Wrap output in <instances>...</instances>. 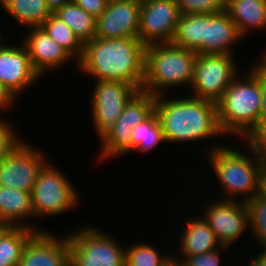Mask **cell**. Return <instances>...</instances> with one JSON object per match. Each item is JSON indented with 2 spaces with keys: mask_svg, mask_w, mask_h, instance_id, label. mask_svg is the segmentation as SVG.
Instances as JSON below:
<instances>
[{
  "mask_svg": "<svg viewBox=\"0 0 266 266\" xmlns=\"http://www.w3.org/2000/svg\"><path fill=\"white\" fill-rule=\"evenodd\" d=\"M252 261L249 260L248 264L249 266H266V249H261L258 254L253 255Z\"/></svg>",
  "mask_w": 266,
  "mask_h": 266,
  "instance_id": "74e56055",
  "label": "cell"
},
{
  "mask_svg": "<svg viewBox=\"0 0 266 266\" xmlns=\"http://www.w3.org/2000/svg\"><path fill=\"white\" fill-rule=\"evenodd\" d=\"M138 1L142 3V2H145V1H149V0H138Z\"/></svg>",
  "mask_w": 266,
  "mask_h": 266,
  "instance_id": "7bdbcfd3",
  "label": "cell"
},
{
  "mask_svg": "<svg viewBox=\"0 0 266 266\" xmlns=\"http://www.w3.org/2000/svg\"><path fill=\"white\" fill-rule=\"evenodd\" d=\"M93 227L84 226L68 234L70 265L125 266V249L118 240L106 231Z\"/></svg>",
  "mask_w": 266,
  "mask_h": 266,
  "instance_id": "52a82bcc",
  "label": "cell"
},
{
  "mask_svg": "<svg viewBox=\"0 0 266 266\" xmlns=\"http://www.w3.org/2000/svg\"><path fill=\"white\" fill-rule=\"evenodd\" d=\"M241 141L266 162V120L260 121Z\"/></svg>",
  "mask_w": 266,
  "mask_h": 266,
  "instance_id": "4dcf8cb0",
  "label": "cell"
},
{
  "mask_svg": "<svg viewBox=\"0 0 266 266\" xmlns=\"http://www.w3.org/2000/svg\"><path fill=\"white\" fill-rule=\"evenodd\" d=\"M1 7L24 27H39L53 12L47 0H0Z\"/></svg>",
  "mask_w": 266,
  "mask_h": 266,
  "instance_id": "603a6c76",
  "label": "cell"
},
{
  "mask_svg": "<svg viewBox=\"0 0 266 266\" xmlns=\"http://www.w3.org/2000/svg\"><path fill=\"white\" fill-rule=\"evenodd\" d=\"M24 139L0 161V185L31 193L37 175L48 162L43 152Z\"/></svg>",
  "mask_w": 266,
  "mask_h": 266,
  "instance_id": "30bf717a",
  "label": "cell"
},
{
  "mask_svg": "<svg viewBox=\"0 0 266 266\" xmlns=\"http://www.w3.org/2000/svg\"><path fill=\"white\" fill-rule=\"evenodd\" d=\"M206 14H181L172 43L204 54Z\"/></svg>",
  "mask_w": 266,
  "mask_h": 266,
  "instance_id": "7402d4cb",
  "label": "cell"
},
{
  "mask_svg": "<svg viewBox=\"0 0 266 266\" xmlns=\"http://www.w3.org/2000/svg\"><path fill=\"white\" fill-rule=\"evenodd\" d=\"M68 2H70V0H47L48 7L53 13Z\"/></svg>",
  "mask_w": 266,
  "mask_h": 266,
  "instance_id": "f35d334b",
  "label": "cell"
},
{
  "mask_svg": "<svg viewBox=\"0 0 266 266\" xmlns=\"http://www.w3.org/2000/svg\"><path fill=\"white\" fill-rule=\"evenodd\" d=\"M91 93L92 119L99 137L119 118L123 108L139 91L121 81L96 80Z\"/></svg>",
  "mask_w": 266,
  "mask_h": 266,
  "instance_id": "8fae6325",
  "label": "cell"
},
{
  "mask_svg": "<svg viewBox=\"0 0 266 266\" xmlns=\"http://www.w3.org/2000/svg\"><path fill=\"white\" fill-rule=\"evenodd\" d=\"M220 200V201H219ZM211 201L210 205L204 209L203 218L216 234L221 245L229 246L244 230L250 228L249 214L246 202L240 200ZM248 226V227H247Z\"/></svg>",
  "mask_w": 266,
  "mask_h": 266,
  "instance_id": "4fadbf2b",
  "label": "cell"
},
{
  "mask_svg": "<svg viewBox=\"0 0 266 266\" xmlns=\"http://www.w3.org/2000/svg\"><path fill=\"white\" fill-rule=\"evenodd\" d=\"M266 53L262 54L261 59L256 60V64L253 63L251 71L260 79L261 84V108L259 114V122L266 120Z\"/></svg>",
  "mask_w": 266,
  "mask_h": 266,
  "instance_id": "836d02e7",
  "label": "cell"
},
{
  "mask_svg": "<svg viewBox=\"0 0 266 266\" xmlns=\"http://www.w3.org/2000/svg\"><path fill=\"white\" fill-rule=\"evenodd\" d=\"M146 45L133 37L94 38L84 44L77 69L96 80L121 81L142 90Z\"/></svg>",
  "mask_w": 266,
  "mask_h": 266,
  "instance_id": "6da1fadb",
  "label": "cell"
},
{
  "mask_svg": "<svg viewBox=\"0 0 266 266\" xmlns=\"http://www.w3.org/2000/svg\"><path fill=\"white\" fill-rule=\"evenodd\" d=\"M54 14L74 31L83 44L96 37V18L79 5L70 1Z\"/></svg>",
  "mask_w": 266,
  "mask_h": 266,
  "instance_id": "d4e9b609",
  "label": "cell"
},
{
  "mask_svg": "<svg viewBox=\"0 0 266 266\" xmlns=\"http://www.w3.org/2000/svg\"><path fill=\"white\" fill-rule=\"evenodd\" d=\"M40 27L58 44H60L78 63L84 53V44L74 31L54 13Z\"/></svg>",
  "mask_w": 266,
  "mask_h": 266,
  "instance_id": "484cf974",
  "label": "cell"
},
{
  "mask_svg": "<svg viewBox=\"0 0 266 266\" xmlns=\"http://www.w3.org/2000/svg\"><path fill=\"white\" fill-rule=\"evenodd\" d=\"M35 233L26 227L5 226L0 231V266H18L23 249Z\"/></svg>",
  "mask_w": 266,
  "mask_h": 266,
  "instance_id": "cb8c5ba5",
  "label": "cell"
},
{
  "mask_svg": "<svg viewBox=\"0 0 266 266\" xmlns=\"http://www.w3.org/2000/svg\"><path fill=\"white\" fill-rule=\"evenodd\" d=\"M186 221L188 222L183 224V230L181 229L180 232L181 239H179L180 251L178 253L183 259L178 257L177 260L182 262L187 256L207 253L222 246L203 217L199 215L198 218L196 215L195 218L190 217Z\"/></svg>",
  "mask_w": 266,
  "mask_h": 266,
  "instance_id": "ffe728a7",
  "label": "cell"
},
{
  "mask_svg": "<svg viewBox=\"0 0 266 266\" xmlns=\"http://www.w3.org/2000/svg\"><path fill=\"white\" fill-rule=\"evenodd\" d=\"M0 44V83L16 99L41 76L34 70L26 46ZM37 81V82H36Z\"/></svg>",
  "mask_w": 266,
  "mask_h": 266,
  "instance_id": "5bb4252c",
  "label": "cell"
},
{
  "mask_svg": "<svg viewBox=\"0 0 266 266\" xmlns=\"http://www.w3.org/2000/svg\"><path fill=\"white\" fill-rule=\"evenodd\" d=\"M181 14H217L225 11L226 0H175Z\"/></svg>",
  "mask_w": 266,
  "mask_h": 266,
  "instance_id": "f546056e",
  "label": "cell"
},
{
  "mask_svg": "<svg viewBox=\"0 0 266 266\" xmlns=\"http://www.w3.org/2000/svg\"><path fill=\"white\" fill-rule=\"evenodd\" d=\"M176 256H172V258L167 262V264L165 266H184V264L177 260Z\"/></svg>",
  "mask_w": 266,
  "mask_h": 266,
  "instance_id": "ab89813d",
  "label": "cell"
},
{
  "mask_svg": "<svg viewBox=\"0 0 266 266\" xmlns=\"http://www.w3.org/2000/svg\"><path fill=\"white\" fill-rule=\"evenodd\" d=\"M196 58L195 51L173 43L147 45L142 91L160 96L178 85L191 86Z\"/></svg>",
  "mask_w": 266,
  "mask_h": 266,
  "instance_id": "5b68a950",
  "label": "cell"
},
{
  "mask_svg": "<svg viewBox=\"0 0 266 266\" xmlns=\"http://www.w3.org/2000/svg\"><path fill=\"white\" fill-rule=\"evenodd\" d=\"M82 7L87 13L95 18L99 17L106 9L108 0H70Z\"/></svg>",
  "mask_w": 266,
  "mask_h": 266,
  "instance_id": "e575fe53",
  "label": "cell"
},
{
  "mask_svg": "<svg viewBox=\"0 0 266 266\" xmlns=\"http://www.w3.org/2000/svg\"><path fill=\"white\" fill-rule=\"evenodd\" d=\"M160 253L148 243L131 244L125 248V266H165L172 257Z\"/></svg>",
  "mask_w": 266,
  "mask_h": 266,
  "instance_id": "83f0119b",
  "label": "cell"
},
{
  "mask_svg": "<svg viewBox=\"0 0 266 266\" xmlns=\"http://www.w3.org/2000/svg\"><path fill=\"white\" fill-rule=\"evenodd\" d=\"M160 142L166 141L155 112L142 124L132 129V151L147 153L159 145Z\"/></svg>",
  "mask_w": 266,
  "mask_h": 266,
  "instance_id": "4316f807",
  "label": "cell"
},
{
  "mask_svg": "<svg viewBox=\"0 0 266 266\" xmlns=\"http://www.w3.org/2000/svg\"><path fill=\"white\" fill-rule=\"evenodd\" d=\"M257 196L266 201V165L260 174Z\"/></svg>",
  "mask_w": 266,
  "mask_h": 266,
  "instance_id": "8d00e7d4",
  "label": "cell"
},
{
  "mask_svg": "<svg viewBox=\"0 0 266 266\" xmlns=\"http://www.w3.org/2000/svg\"><path fill=\"white\" fill-rule=\"evenodd\" d=\"M155 112V96L138 91L125 105L119 118L99 137L102 142L99 160L132 152V129Z\"/></svg>",
  "mask_w": 266,
  "mask_h": 266,
  "instance_id": "8992f818",
  "label": "cell"
},
{
  "mask_svg": "<svg viewBox=\"0 0 266 266\" xmlns=\"http://www.w3.org/2000/svg\"><path fill=\"white\" fill-rule=\"evenodd\" d=\"M249 214V230L254 240L266 249V201L258 196L246 202ZM251 225V226H250Z\"/></svg>",
  "mask_w": 266,
  "mask_h": 266,
  "instance_id": "f1b7e54d",
  "label": "cell"
},
{
  "mask_svg": "<svg viewBox=\"0 0 266 266\" xmlns=\"http://www.w3.org/2000/svg\"><path fill=\"white\" fill-rule=\"evenodd\" d=\"M238 74L217 102L218 122L224 136L244 139L259 123L261 108L260 79L250 70Z\"/></svg>",
  "mask_w": 266,
  "mask_h": 266,
  "instance_id": "277c9868",
  "label": "cell"
},
{
  "mask_svg": "<svg viewBox=\"0 0 266 266\" xmlns=\"http://www.w3.org/2000/svg\"><path fill=\"white\" fill-rule=\"evenodd\" d=\"M141 2L109 0L96 18V38H138Z\"/></svg>",
  "mask_w": 266,
  "mask_h": 266,
  "instance_id": "9a60e30c",
  "label": "cell"
},
{
  "mask_svg": "<svg viewBox=\"0 0 266 266\" xmlns=\"http://www.w3.org/2000/svg\"><path fill=\"white\" fill-rule=\"evenodd\" d=\"M225 11L242 37L252 29H266V0H226Z\"/></svg>",
  "mask_w": 266,
  "mask_h": 266,
  "instance_id": "44dd1931",
  "label": "cell"
},
{
  "mask_svg": "<svg viewBox=\"0 0 266 266\" xmlns=\"http://www.w3.org/2000/svg\"><path fill=\"white\" fill-rule=\"evenodd\" d=\"M16 100L17 99H15L11 93L0 83V111H5L7 108L12 106Z\"/></svg>",
  "mask_w": 266,
  "mask_h": 266,
  "instance_id": "d590c367",
  "label": "cell"
},
{
  "mask_svg": "<svg viewBox=\"0 0 266 266\" xmlns=\"http://www.w3.org/2000/svg\"><path fill=\"white\" fill-rule=\"evenodd\" d=\"M226 248L228 247L222 245L219 248L207 253L195 256H187L182 261V263L184 264V266H221L222 264H220V253L226 250Z\"/></svg>",
  "mask_w": 266,
  "mask_h": 266,
  "instance_id": "d6a6232c",
  "label": "cell"
},
{
  "mask_svg": "<svg viewBox=\"0 0 266 266\" xmlns=\"http://www.w3.org/2000/svg\"><path fill=\"white\" fill-rule=\"evenodd\" d=\"M29 218H34L31 193L0 185V224L43 231L30 224Z\"/></svg>",
  "mask_w": 266,
  "mask_h": 266,
  "instance_id": "d6986e66",
  "label": "cell"
},
{
  "mask_svg": "<svg viewBox=\"0 0 266 266\" xmlns=\"http://www.w3.org/2000/svg\"><path fill=\"white\" fill-rule=\"evenodd\" d=\"M233 57L227 54H197L190 86L192 96L217 103L239 73Z\"/></svg>",
  "mask_w": 266,
  "mask_h": 266,
  "instance_id": "9c48e42d",
  "label": "cell"
},
{
  "mask_svg": "<svg viewBox=\"0 0 266 266\" xmlns=\"http://www.w3.org/2000/svg\"><path fill=\"white\" fill-rule=\"evenodd\" d=\"M3 36L1 35V32H0V44L3 42V38H2Z\"/></svg>",
  "mask_w": 266,
  "mask_h": 266,
  "instance_id": "60d3db41",
  "label": "cell"
},
{
  "mask_svg": "<svg viewBox=\"0 0 266 266\" xmlns=\"http://www.w3.org/2000/svg\"><path fill=\"white\" fill-rule=\"evenodd\" d=\"M220 146L221 144H215L213 147H209L206 154L216 179L219 180L218 183L223 191L221 193H224L217 199L237 201L238 196V199L242 198L241 201L247 202L256 197L260 174L266 162L246 145V154L240 153L239 146Z\"/></svg>",
  "mask_w": 266,
  "mask_h": 266,
  "instance_id": "3957f363",
  "label": "cell"
},
{
  "mask_svg": "<svg viewBox=\"0 0 266 266\" xmlns=\"http://www.w3.org/2000/svg\"><path fill=\"white\" fill-rule=\"evenodd\" d=\"M77 191L61 170L47 162L39 171L31 194L35 219L60 215L76 207Z\"/></svg>",
  "mask_w": 266,
  "mask_h": 266,
  "instance_id": "ba28073f",
  "label": "cell"
},
{
  "mask_svg": "<svg viewBox=\"0 0 266 266\" xmlns=\"http://www.w3.org/2000/svg\"><path fill=\"white\" fill-rule=\"evenodd\" d=\"M5 226H3L2 224H0V231L4 228Z\"/></svg>",
  "mask_w": 266,
  "mask_h": 266,
  "instance_id": "b9f144b4",
  "label": "cell"
},
{
  "mask_svg": "<svg viewBox=\"0 0 266 266\" xmlns=\"http://www.w3.org/2000/svg\"><path fill=\"white\" fill-rule=\"evenodd\" d=\"M36 232L23 249L18 266H69L68 234L54 236L51 231Z\"/></svg>",
  "mask_w": 266,
  "mask_h": 266,
  "instance_id": "2e32d148",
  "label": "cell"
},
{
  "mask_svg": "<svg viewBox=\"0 0 266 266\" xmlns=\"http://www.w3.org/2000/svg\"><path fill=\"white\" fill-rule=\"evenodd\" d=\"M181 12L175 0L141 3L138 38L147 46L172 43Z\"/></svg>",
  "mask_w": 266,
  "mask_h": 266,
  "instance_id": "7c38bea8",
  "label": "cell"
},
{
  "mask_svg": "<svg viewBox=\"0 0 266 266\" xmlns=\"http://www.w3.org/2000/svg\"><path fill=\"white\" fill-rule=\"evenodd\" d=\"M23 44L27 48L34 70L41 77H44L48 71L57 70L74 59L40 26L30 27L28 34L23 39Z\"/></svg>",
  "mask_w": 266,
  "mask_h": 266,
  "instance_id": "e0dca14e",
  "label": "cell"
},
{
  "mask_svg": "<svg viewBox=\"0 0 266 266\" xmlns=\"http://www.w3.org/2000/svg\"><path fill=\"white\" fill-rule=\"evenodd\" d=\"M241 39L243 37L226 11L206 14L204 54L234 55L231 47Z\"/></svg>",
  "mask_w": 266,
  "mask_h": 266,
  "instance_id": "ac0fdd59",
  "label": "cell"
},
{
  "mask_svg": "<svg viewBox=\"0 0 266 266\" xmlns=\"http://www.w3.org/2000/svg\"><path fill=\"white\" fill-rule=\"evenodd\" d=\"M155 113L167 142H194L223 136L218 122L217 103L194 96H155Z\"/></svg>",
  "mask_w": 266,
  "mask_h": 266,
  "instance_id": "7a4b0ae2",
  "label": "cell"
},
{
  "mask_svg": "<svg viewBox=\"0 0 266 266\" xmlns=\"http://www.w3.org/2000/svg\"><path fill=\"white\" fill-rule=\"evenodd\" d=\"M11 122L0 117V161L7 157L23 140ZM14 128V129H13Z\"/></svg>",
  "mask_w": 266,
  "mask_h": 266,
  "instance_id": "1f68e13d",
  "label": "cell"
}]
</instances>
